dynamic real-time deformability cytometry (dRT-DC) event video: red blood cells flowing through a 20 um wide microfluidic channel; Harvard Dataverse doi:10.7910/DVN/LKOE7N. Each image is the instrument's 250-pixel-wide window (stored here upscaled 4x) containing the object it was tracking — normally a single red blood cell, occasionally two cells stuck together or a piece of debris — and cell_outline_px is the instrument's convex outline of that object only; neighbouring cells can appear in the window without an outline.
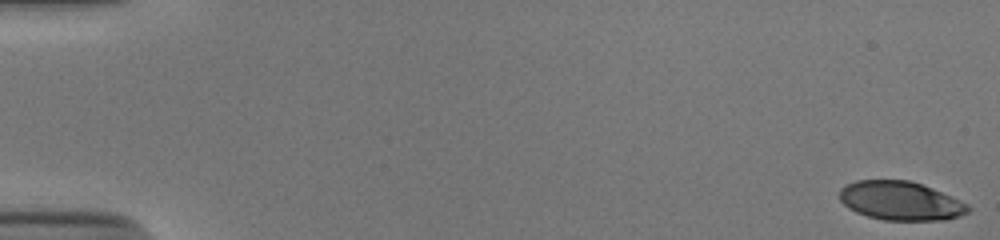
{"species": "human", "species_latin": "Homo sapiens", "temperature_condition": "cold", "stored_images_in_passage": 54, "camera_frame_rate_fps": 3000, "um_per_image_px": 0.085, "donor": {"sex": "male"}, "frame": {"image": 1, "passage_image": 1, "time_ms": 0.0, "image_size_px": [1000, 240], "cell_outline_px": [[972, 208], [968, 212], [960, 216], [948, 220], [884, 220], [868, 216], [856, 212], [848, 208], [840, 200], [840, 188], [844, 184], [856, 180], [908, 180], [932, 188], [968, 204]], "centroid_in_image_um": [76.54, 17.07], "position_along_channel_um": 8.5, "area_um2": 29.13}}
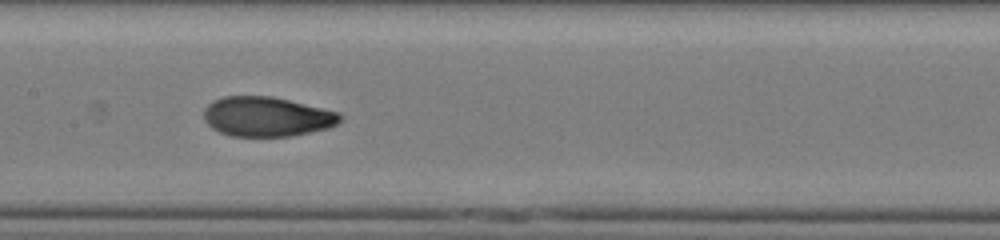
{"frame": {"image": 2, "passage_image": 28, "time_ms": 9.0, "image_size_px": [1000, 240], "cell_outline_px": [[344, 116], [336, 124], [328, 128], [292, 136], [232, 136], [220, 132], [212, 128], [204, 120], [204, 108], [212, 100], [224, 96], [272, 96], [340, 112]], "centroid_in_image_um": [22.68, 9.91], "position_along_channel_um": 184.7, "area_um2": 31.62}}
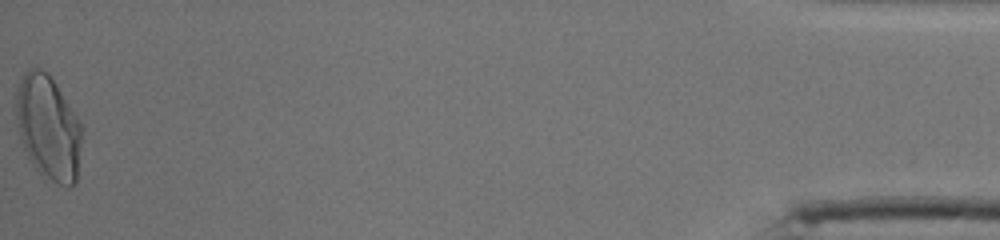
{"frame": {"image": 3, "passage_image": 54, "time_ms": 17.667, "image_size_px": [1000, 240], "cell_outline_px": [[84, 128], [76, 184], [68, 188], [44, 180], [32, 164], [20, 140], [16, 124], [16, 88], [24, 72], [28, 68], [36, 64], [48, 72], [80, 120]], "centroid_in_image_um": [4.11, 10.86], "position_along_channel_um": 431.1, "area_um2": 41.44}, "authors_computed_cell_mechanics": {"area_um2": 31.5299, "velocity_mm_per_s": 3.8758, "shape_relaxation_time_tau1_ms": 7.3453, "shape_relaxation_time_tau2_ms": 0.983, "deformation_change_tau1": 0.2797, "deformation_change_tau2": 0.0574}}